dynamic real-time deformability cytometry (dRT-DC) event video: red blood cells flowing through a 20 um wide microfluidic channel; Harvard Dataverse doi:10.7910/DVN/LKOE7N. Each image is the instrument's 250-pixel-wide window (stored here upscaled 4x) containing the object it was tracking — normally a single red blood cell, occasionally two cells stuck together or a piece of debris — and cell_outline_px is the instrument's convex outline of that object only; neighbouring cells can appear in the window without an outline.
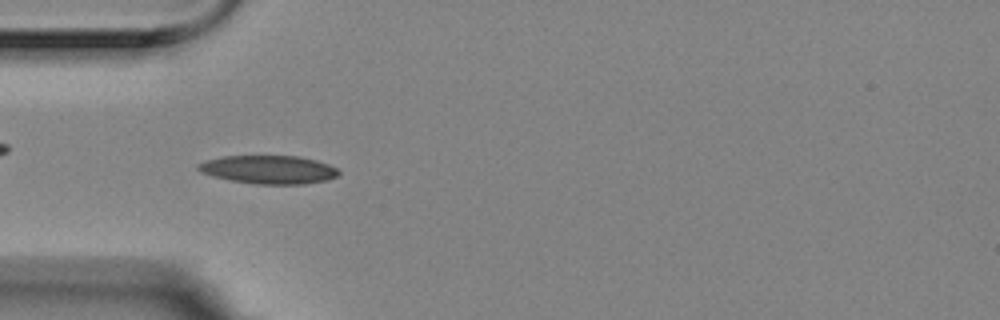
{"species": "Egyptian fruit bat (a non-hibernating species)", "species_latin": "Rousettus aegyptiacus", "temperature_condition": "room temperature", "stored_images_in_passage": 6, "camera_frame_rate_fps": 3000, "um_per_image_px": 0.085, "animal": {"sex": "female"}, "frame": {"image": 1, "passage_image": 5, "time_ms": 1.333, "image_size_px": [1000, 320], "cell_outline_px": [[340, 172], [336, 176], [328, 180], [304, 184], [256, 184], [232, 180], [212, 176], [200, 172], [196, 168], [196, 164], [208, 160], [224, 156], [300, 156], [316, 160], [328, 164], [336, 168]], "centroid_in_image_um": [22.84, 14.41], "position_along_channel_um": 62.2, "area_um2": 23.18}}
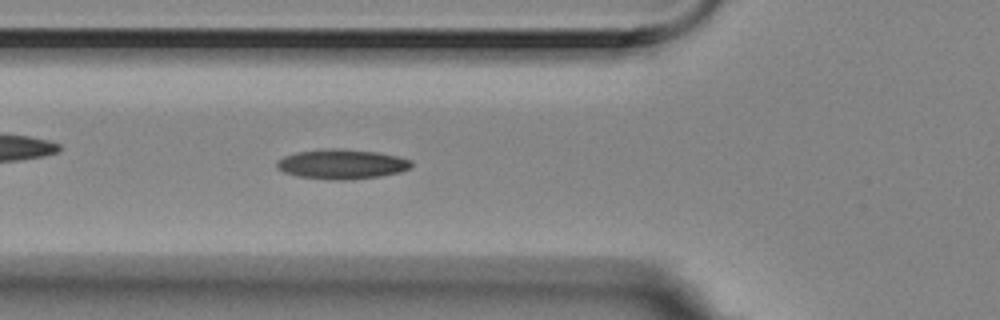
{"frame": {"image": 2, "passage_image": 6, "time_ms": 1.667, "image_size_px": [1000, 320], "cell_outline_px": [[412, 168], [400, 172], [380, 176], [348, 180], [328, 180], [296, 176], [284, 172], [276, 168], [276, 164], [284, 156], [296, 152], [332, 148], [376, 152], [396, 156], [412, 160]], "centroid_in_image_um": [29.06, 13.97], "position_along_channel_um": 96.7, "area_um2": 23.29}}